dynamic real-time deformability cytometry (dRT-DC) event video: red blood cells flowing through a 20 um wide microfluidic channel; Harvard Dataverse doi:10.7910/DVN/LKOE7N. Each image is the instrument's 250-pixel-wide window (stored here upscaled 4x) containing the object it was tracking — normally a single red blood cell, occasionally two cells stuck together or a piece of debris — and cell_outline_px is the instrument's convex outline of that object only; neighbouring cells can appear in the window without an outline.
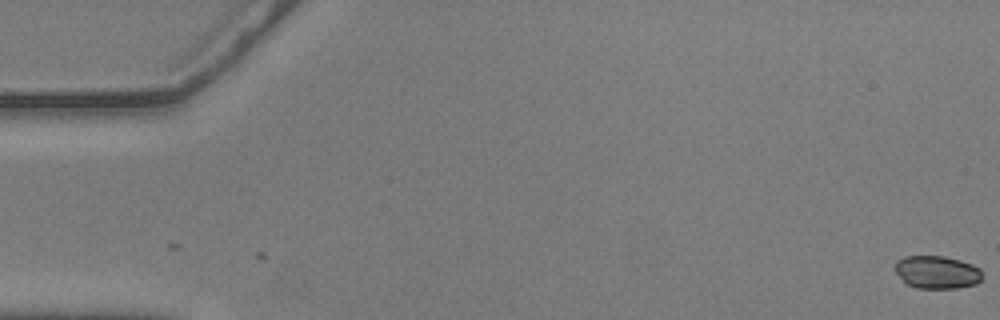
{"species": "common noctule bat (a hibernating species)", "species_latin": "Nyctalus noctula", "temperature_condition": "warm", "stored_images_in_passage": 57, "camera_frame_rate_fps": 3000, "um_per_image_px": 0.085, "animal": {"sex": "male", "body_mass_g": 20.5, "forearm_length_mm": 52.5}, "frame": {"image": 1, "passage_image": 1, "time_ms": 0.0, "image_size_px": [1000, 320], "cell_outline_px": [[980, 280], [976, 284], [956, 288], [916, 288], [908, 284], [892, 268], [896, 260], [904, 256], [944, 256], [960, 260], [972, 264], [980, 268]], "centroid_in_image_um": [79.61, 23.12], "position_along_channel_um": 5.4, "area_um2": 16.7}}
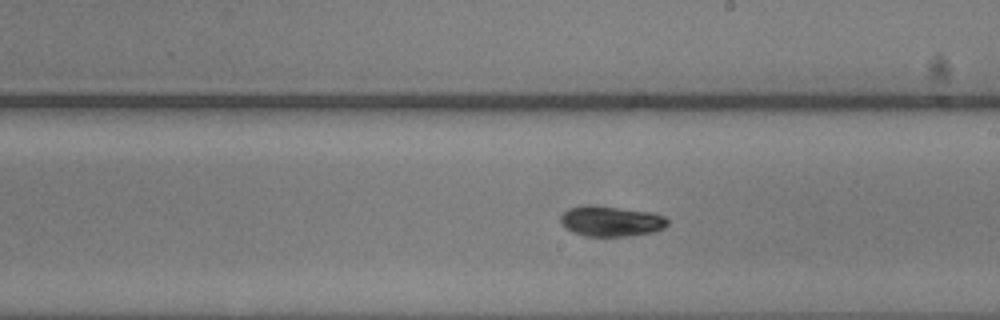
{"frame": {"image": 2, "passage_image": 33, "time_ms": 10.667, "image_size_px": [1000, 320], "cell_outline_px": [[668, 224], [664, 228], [656, 232], [624, 236], [584, 236], [572, 232], [564, 228], [560, 220], [560, 216], [568, 208], [588, 204], [592, 204], [652, 212], [664, 216], [668, 220]], "centroid_in_image_um": [51.92, 18.79], "position_along_channel_um": 237.1, "area_um2": 19.25}}
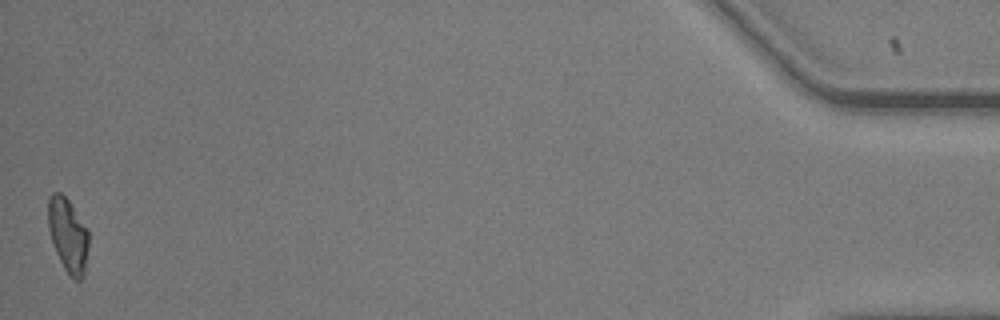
{"frame": {"image": 3, "passage_image": 57, "time_ms": 18.667, "image_size_px": [1000, 320], "cell_outline_px": [[88, 248], [84, 276], [80, 280], [72, 280], [68, 276], [56, 252], [48, 228], [48, 196], [52, 192], [60, 192], [68, 200], [88, 228]], "centroid_in_image_um": [5.78, 20.0], "position_along_channel_um": 429.4, "area_um2": 17.63}, "authors_computed_cell_mechanics": {"area_um2": 18.2648, "velocity_mm_per_s": 3.6001, "shape_relaxation_time_tau1_ms": 3.0785, "shape_relaxation_time_tau2_ms": null, "deformation_change_tau1": 0.1111, "deformation_change_tau2": null}}